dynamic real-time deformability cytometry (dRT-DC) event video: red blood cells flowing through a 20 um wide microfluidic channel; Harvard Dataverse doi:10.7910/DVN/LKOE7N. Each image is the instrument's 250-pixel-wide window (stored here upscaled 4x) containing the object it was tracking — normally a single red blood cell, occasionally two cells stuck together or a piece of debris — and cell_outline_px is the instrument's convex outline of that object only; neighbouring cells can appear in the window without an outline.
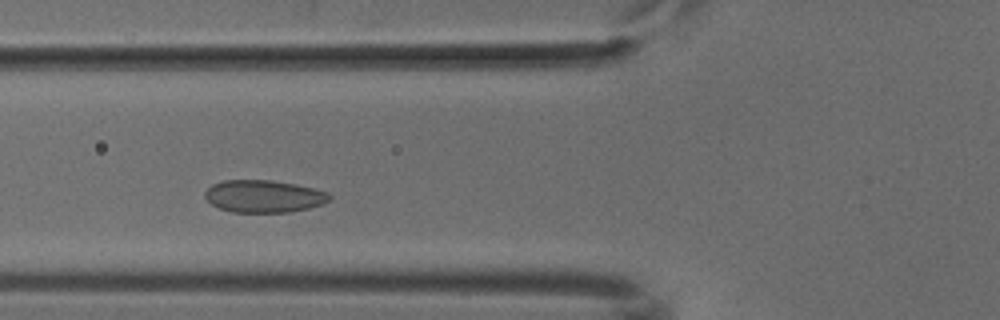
{"species": "common noctule bat (a hibernating species)", "species_latin": "Nyctalus noctula", "temperature_condition": "cold", "stored_images_in_passage": 44, "segment_of_instrument_passage": [1, 2], "camera_frame_rate_fps": 3000, "um_per_image_px": 0.085, "animal": {"sex": "male", "body_mass_g": 18.8}, "frame": {"image": 1, "passage_image": 10, "time_ms": 3.0, "image_size_px": [1000, 320], "cell_outline_px": [[332, 196], [324, 204], [308, 208], [288, 212], [232, 212], [220, 208], [212, 204], [204, 196], [204, 192], [212, 184], [224, 180], [272, 180], [296, 184], [328, 192]], "centroid_in_image_um": [22.42, 16.68], "position_along_channel_um": 103.4, "area_um2": 23.47}}
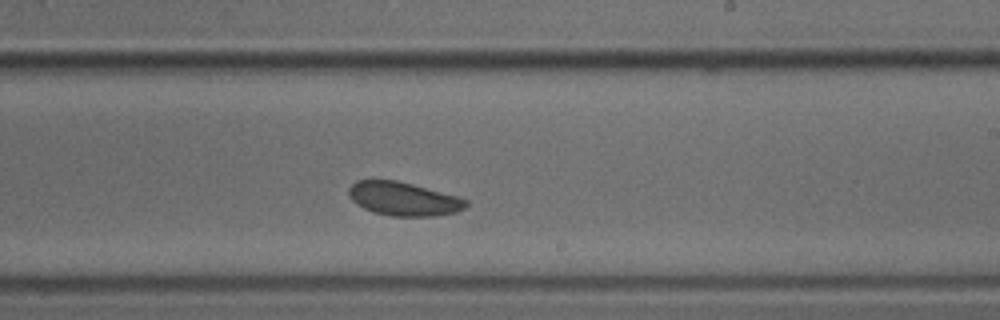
{"frame": {"image": 2, "passage_image": 22, "time_ms": 7.0, "image_size_px": [1000, 320], "cell_outline_px": [[468, 204], [464, 208], [456, 212], [436, 216], [392, 216], [372, 212], [356, 204], [352, 200], [348, 192], [348, 188], [356, 180], [396, 180], [412, 184], [456, 196], [468, 200]], "centroid_in_image_um": [34.28, 16.91], "position_along_channel_um": 254.7, "area_um2": 22.89}}
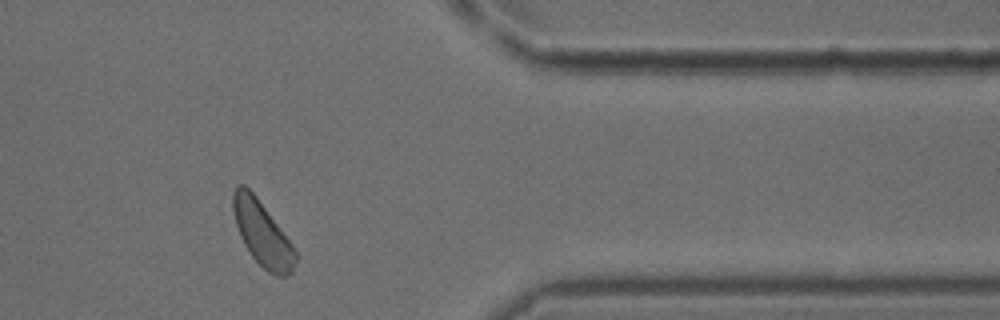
{"frame": {"image": 3, "passage_image": 34, "time_ms": 11.0, "image_size_px": [1000, 320], "cell_outline_px": [[296, 260], [292, 272], [288, 276], [276, 276], [268, 272], [252, 256], [244, 244], [240, 236], [236, 224], [232, 208], [232, 192], [236, 184], [244, 184], [256, 196], [292, 244], [296, 252]], "centroid_in_image_um": [22.27, 19.84], "position_along_channel_um": 389.1, "area_um2": 23.24}}